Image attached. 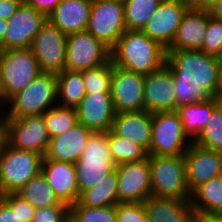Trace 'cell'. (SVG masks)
<instances>
[{"mask_svg":"<svg viewBox=\"0 0 222 222\" xmlns=\"http://www.w3.org/2000/svg\"><path fill=\"white\" fill-rule=\"evenodd\" d=\"M174 77L176 108L214 98L222 59L201 50H167Z\"/></svg>","mask_w":222,"mask_h":222,"instance_id":"obj_1","label":"cell"},{"mask_svg":"<svg viewBox=\"0 0 222 222\" xmlns=\"http://www.w3.org/2000/svg\"><path fill=\"white\" fill-rule=\"evenodd\" d=\"M115 66L149 74L166 64L167 50L141 30H126L111 50Z\"/></svg>","mask_w":222,"mask_h":222,"instance_id":"obj_2","label":"cell"},{"mask_svg":"<svg viewBox=\"0 0 222 222\" xmlns=\"http://www.w3.org/2000/svg\"><path fill=\"white\" fill-rule=\"evenodd\" d=\"M41 73L30 48L0 50V97L4 104Z\"/></svg>","mask_w":222,"mask_h":222,"instance_id":"obj_3","label":"cell"},{"mask_svg":"<svg viewBox=\"0 0 222 222\" xmlns=\"http://www.w3.org/2000/svg\"><path fill=\"white\" fill-rule=\"evenodd\" d=\"M56 105L57 76L55 73L42 72L6 103L4 118L43 115Z\"/></svg>","mask_w":222,"mask_h":222,"instance_id":"obj_4","label":"cell"},{"mask_svg":"<svg viewBox=\"0 0 222 222\" xmlns=\"http://www.w3.org/2000/svg\"><path fill=\"white\" fill-rule=\"evenodd\" d=\"M43 155L19 150L3 140L0 146V194L17 193L41 172Z\"/></svg>","mask_w":222,"mask_h":222,"instance_id":"obj_5","label":"cell"},{"mask_svg":"<svg viewBox=\"0 0 222 222\" xmlns=\"http://www.w3.org/2000/svg\"><path fill=\"white\" fill-rule=\"evenodd\" d=\"M151 196L190 200L184 155H149Z\"/></svg>","mask_w":222,"mask_h":222,"instance_id":"obj_6","label":"cell"},{"mask_svg":"<svg viewBox=\"0 0 222 222\" xmlns=\"http://www.w3.org/2000/svg\"><path fill=\"white\" fill-rule=\"evenodd\" d=\"M79 194L98 184L115 169L108 144V132H92L81 158L75 163Z\"/></svg>","mask_w":222,"mask_h":222,"instance_id":"obj_7","label":"cell"},{"mask_svg":"<svg viewBox=\"0 0 222 222\" xmlns=\"http://www.w3.org/2000/svg\"><path fill=\"white\" fill-rule=\"evenodd\" d=\"M193 141L183 130L175 111L152 113V135L148 155H184Z\"/></svg>","mask_w":222,"mask_h":222,"instance_id":"obj_8","label":"cell"},{"mask_svg":"<svg viewBox=\"0 0 222 222\" xmlns=\"http://www.w3.org/2000/svg\"><path fill=\"white\" fill-rule=\"evenodd\" d=\"M1 129L10 146L45 156L50 137L43 115L4 118Z\"/></svg>","mask_w":222,"mask_h":222,"instance_id":"obj_9","label":"cell"},{"mask_svg":"<svg viewBox=\"0 0 222 222\" xmlns=\"http://www.w3.org/2000/svg\"><path fill=\"white\" fill-rule=\"evenodd\" d=\"M86 30L112 50L126 31L124 1L92 2Z\"/></svg>","mask_w":222,"mask_h":222,"instance_id":"obj_10","label":"cell"},{"mask_svg":"<svg viewBox=\"0 0 222 222\" xmlns=\"http://www.w3.org/2000/svg\"><path fill=\"white\" fill-rule=\"evenodd\" d=\"M111 58V50L87 30L67 35L65 69L84 71Z\"/></svg>","mask_w":222,"mask_h":222,"instance_id":"obj_11","label":"cell"},{"mask_svg":"<svg viewBox=\"0 0 222 222\" xmlns=\"http://www.w3.org/2000/svg\"><path fill=\"white\" fill-rule=\"evenodd\" d=\"M30 49L42 72L58 74L65 70L67 35L48 20L34 37Z\"/></svg>","mask_w":222,"mask_h":222,"instance_id":"obj_12","label":"cell"},{"mask_svg":"<svg viewBox=\"0 0 222 222\" xmlns=\"http://www.w3.org/2000/svg\"><path fill=\"white\" fill-rule=\"evenodd\" d=\"M118 176V203H139L151 197L149 156L141 161L115 166Z\"/></svg>","mask_w":222,"mask_h":222,"instance_id":"obj_13","label":"cell"},{"mask_svg":"<svg viewBox=\"0 0 222 222\" xmlns=\"http://www.w3.org/2000/svg\"><path fill=\"white\" fill-rule=\"evenodd\" d=\"M47 20L43 13L22 2L6 21V31L0 50L30 48L34 37Z\"/></svg>","mask_w":222,"mask_h":222,"instance_id":"obj_14","label":"cell"},{"mask_svg":"<svg viewBox=\"0 0 222 222\" xmlns=\"http://www.w3.org/2000/svg\"><path fill=\"white\" fill-rule=\"evenodd\" d=\"M145 75L115 66L111 80V97L115 113L145 111Z\"/></svg>","mask_w":222,"mask_h":222,"instance_id":"obj_15","label":"cell"},{"mask_svg":"<svg viewBox=\"0 0 222 222\" xmlns=\"http://www.w3.org/2000/svg\"><path fill=\"white\" fill-rule=\"evenodd\" d=\"M188 9L186 0H162L155 14L141 31L167 50L172 45Z\"/></svg>","mask_w":222,"mask_h":222,"instance_id":"obj_16","label":"cell"},{"mask_svg":"<svg viewBox=\"0 0 222 222\" xmlns=\"http://www.w3.org/2000/svg\"><path fill=\"white\" fill-rule=\"evenodd\" d=\"M174 77L165 64L159 70L145 75L144 105L149 113L176 110Z\"/></svg>","mask_w":222,"mask_h":222,"instance_id":"obj_17","label":"cell"},{"mask_svg":"<svg viewBox=\"0 0 222 222\" xmlns=\"http://www.w3.org/2000/svg\"><path fill=\"white\" fill-rule=\"evenodd\" d=\"M186 183L190 193L200 184L222 175V153L191 143L184 154Z\"/></svg>","mask_w":222,"mask_h":222,"instance_id":"obj_18","label":"cell"},{"mask_svg":"<svg viewBox=\"0 0 222 222\" xmlns=\"http://www.w3.org/2000/svg\"><path fill=\"white\" fill-rule=\"evenodd\" d=\"M75 109L78 123L92 132H108L112 129L116 113L111 93L86 94Z\"/></svg>","mask_w":222,"mask_h":222,"instance_id":"obj_19","label":"cell"},{"mask_svg":"<svg viewBox=\"0 0 222 222\" xmlns=\"http://www.w3.org/2000/svg\"><path fill=\"white\" fill-rule=\"evenodd\" d=\"M41 172L61 202L71 206L78 201L80 194L74 163L55 161L44 156Z\"/></svg>","mask_w":222,"mask_h":222,"instance_id":"obj_20","label":"cell"},{"mask_svg":"<svg viewBox=\"0 0 222 222\" xmlns=\"http://www.w3.org/2000/svg\"><path fill=\"white\" fill-rule=\"evenodd\" d=\"M92 131L77 123L61 135L50 138L45 157L55 161L75 163L81 158Z\"/></svg>","mask_w":222,"mask_h":222,"instance_id":"obj_21","label":"cell"},{"mask_svg":"<svg viewBox=\"0 0 222 222\" xmlns=\"http://www.w3.org/2000/svg\"><path fill=\"white\" fill-rule=\"evenodd\" d=\"M91 5V0H61L47 19L66 35L85 31Z\"/></svg>","mask_w":222,"mask_h":222,"instance_id":"obj_22","label":"cell"},{"mask_svg":"<svg viewBox=\"0 0 222 222\" xmlns=\"http://www.w3.org/2000/svg\"><path fill=\"white\" fill-rule=\"evenodd\" d=\"M112 130L142 146L147 152L151 144L152 113L148 111L116 113Z\"/></svg>","mask_w":222,"mask_h":222,"instance_id":"obj_23","label":"cell"},{"mask_svg":"<svg viewBox=\"0 0 222 222\" xmlns=\"http://www.w3.org/2000/svg\"><path fill=\"white\" fill-rule=\"evenodd\" d=\"M209 18L208 11L188 9L167 50H201Z\"/></svg>","mask_w":222,"mask_h":222,"instance_id":"obj_24","label":"cell"},{"mask_svg":"<svg viewBox=\"0 0 222 222\" xmlns=\"http://www.w3.org/2000/svg\"><path fill=\"white\" fill-rule=\"evenodd\" d=\"M143 203L148 222H194L190 200L151 196Z\"/></svg>","mask_w":222,"mask_h":222,"instance_id":"obj_25","label":"cell"},{"mask_svg":"<svg viewBox=\"0 0 222 222\" xmlns=\"http://www.w3.org/2000/svg\"><path fill=\"white\" fill-rule=\"evenodd\" d=\"M194 214L222 215V175L200 184L191 192Z\"/></svg>","mask_w":222,"mask_h":222,"instance_id":"obj_26","label":"cell"},{"mask_svg":"<svg viewBox=\"0 0 222 222\" xmlns=\"http://www.w3.org/2000/svg\"><path fill=\"white\" fill-rule=\"evenodd\" d=\"M219 103L213 98L208 102H196L177 107L175 112L183 123L186 135L194 141L209 122L213 109Z\"/></svg>","mask_w":222,"mask_h":222,"instance_id":"obj_27","label":"cell"},{"mask_svg":"<svg viewBox=\"0 0 222 222\" xmlns=\"http://www.w3.org/2000/svg\"><path fill=\"white\" fill-rule=\"evenodd\" d=\"M117 188L118 176L115 168L98 184L82 191L77 202L90 208L115 206L118 204Z\"/></svg>","mask_w":222,"mask_h":222,"instance_id":"obj_28","label":"cell"},{"mask_svg":"<svg viewBox=\"0 0 222 222\" xmlns=\"http://www.w3.org/2000/svg\"><path fill=\"white\" fill-rule=\"evenodd\" d=\"M57 76V105L76 108L86 95L82 72L63 70Z\"/></svg>","mask_w":222,"mask_h":222,"instance_id":"obj_29","label":"cell"},{"mask_svg":"<svg viewBox=\"0 0 222 222\" xmlns=\"http://www.w3.org/2000/svg\"><path fill=\"white\" fill-rule=\"evenodd\" d=\"M17 194L36 209L63 203L58 199L42 172L28 181Z\"/></svg>","mask_w":222,"mask_h":222,"instance_id":"obj_30","label":"cell"},{"mask_svg":"<svg viewBox=\"0 0 222 222\" xmlns=\"http://www.w3.org/2000/svg\"><path fill=\"white\" fill-rule=\"evenodd\" d=\"M126 30H142L162 0H123Z\"/></svg>","mask_w":222,"mask_h":222,"instance_id":"obj_31","label":"cell"},{"mask_svg":"<svg viewBox=\"0 0 222 222\" xmlns=\"http://www.w3.org/2000/svg\"><path fill=\"white\" fill-rule=\"evenodd\" d=\"M108 144L115 165L141 161L149 156L142 146L117 135L112 129L108 131Z\"/></svg>","mask_w":222,"mask_h":222,"instance_id":"obj_32","label":"cell"},{"mask_svg":"<svg viewBox=\"0 0 222 222\" xmlns=\"http://www.w3.org/2000/svg\"><path fill=\"white\" fill-rule=\"evenodd\" d=\"M50 138L63 134L78 123L75 108L56 105L43 114Z\"/></svg>","mask_w":222,"mask_h":222,"instance_id":"obj_33","label":"cell"},{"mask_svg":"<svg viewBox=\"0 0 222 222\" xmlns=\"http://www.w3.org/2000/svg\"><path fill=\"white\" fill-rule=\"evenodd\" d=\"M193 143L222 153V104L213 109L209 122Z\"/></svg>","mask_w":222,"mask_h":222,"instance_id":"obj_34","label":"cell"},{"mask_svg":"<svg viewBox=\"0 0 222 222\" xmlns=\"http://www.w3.org/2000/svg\"><path fill=\"white\" fill-rule=\"evenodd\" d=\"M81 72L86 94L110 93L113 73V61L111 58L104 64Z\"/></svg>","mask_w":222,"mask_h":222,"instance_id":"obj_35","label":"cell"},{"mask_svg":"<svg viewBox=\"0 0 222 222\" xmlns=\"http://www.w3.org/2000/svg\"><path fill=\"white\" fill-rule=\"evenodd\" d=\"M70 222H117L116 205L90 208L76 202L70 206Z\"/></svg>","mask_w":222,"mask_h":222,"instance_id":"obj_36","label":"cell"},{"mask_svg":"<svg viewBox=\"0 0 222 222\" xmlns=\"http://www.w3.org/2000/svg\"><path fill=\"white\" fill-rule=\"evenodd\" d=\"M201 51L222 59V21L209 18Z\"/></svg>","mask_w":222,"mask_h":222,"instance_id":"obj_37","label":"cell"},{"mask_svg":"<svg viewBox=\"0 0 222 222\" xmlns=\"http://www.w3.org/2000/svg\"><path fill=\"white\" fill-rule=\"evenodd\" d=\"M32 222H70V206L59 203L35 209Z\"/></svg>","mask_w":222,"mask_h":222,"instance_id":"obj_38","label":"cell"},{"mask_svg":"<svg viewBox=\"0 0 222 222\" xmlns=\"http://www.w3.org/2000/svg\"><path fill=\"white\" fill-rule=\"evenodd\" d=\"M117 222H148L143 202L116 204Z\"/></svg>","mask_w":222,"mask_h":222,"instance_id":"obj_39","label":"cell"},{"mask_svg":"<svg viewBox=\"0 0 222 222\" xmlns=\"http://www.w3.org/2000/svg\"><path fill=\"white\" fill-rule=\"evenodd\" d=\"M0 222H22L18 216V194L9 193L0 198Z\"/></svg>","mask_w":222,"mask_h":222,"instance_id":"obj_40","label":"cell"},{"mask_svg":"<svg viewBox=\"0 0 222 222\" xmlns=\"http://www.w3.org/2000/svg\"><path fill=\"white\" fill-rule=\"evenodd\" d=\"M60 1L61 0H25L24 2L48 18Z\"/></svg>","mask_w":222,"mask_h":222,"instance_id":"obj_41","label":"cell"},{"mask_svg":"<svg viewBox=\"0 0 222 222\" xmlns=\"http://www.w3.org/2000/svg\"><path fill=\"white\" fill-rule=\"evenodd\" d=\"M22 2L21 0H0V19L7 21Z\"/></svg>","mask_w":222,"mask_h":222,"instance_id":"obj_42","label":"cell"},{"mask_svg":"<svg viewBox=\"0 0 222 222\" xmlns=\"http://www.w3.org/2000/svg\"><path fill=\"white\" fill-rule=\"evenodd\" d=\"M35 209L36 208L18 195V216L22 222H32Z\"/></svg>","mask_w":222,"mask_h":222,"instance_id":"obj_43","label":"cell"},{"mask_svg":"<svg viewBox=\"0 0 222 222\" xmlns=\"http://www.w3.org/2000/svg\"><path fill=\"white\" fill-rule=\"evenodd\" d=\"M189 9L208 11L216 3L217 0H186Z\"/></svg>","mask_w":222,"mask_h":222,"instance_id":"obj_44","label":"cell"},{"mask_svg":"<svg viewBox=\"0 0 222 222\" xmlns=\"http://www.w3.org/2000/svg\"><path fill=\"white\" fill-rule=\"evenodd\" d=\"M194 222H222V215L195 214Z\"/></svg>","mask_w":222,"mask_h":222,"instance_id":"obj_45","label":"cell"},{"mask_svg":"<svg viewBox=\"0 0 222 222\" xmlns=\"http://www.w3.org/2000/svg\"><path fill=\"white\" fill-rule=\"evenodd\" d=\"M208 12L211 18L222 21V0H217Z\"/></svg>","mask_w":222,"mask_h":222,"instance_id":"obj_46","label":"cell"},{"mask_svg":"<svg viewBox=\"0 0 222 222\" xmlns=\"http://www.w3.org/2000/svg\"><path fill=\"white\" fill-rule=\"evenodd\" d=\"M214 99L219 103L222 104V66L219 71V79H218V86L214 95Z\"/></svg>","mask_w":222,"mask_h":222,"instance_id":"obj_47","label":"cell"},{"mask_svg":"<svg viewBox=\"0 0 222 222\" xmlns=\"http://www.w3.org/2000/svg\"><path fill=\"white\" fill-rule=\"evenodd\" d=\"M6 20L0 19V44L3 42L4 34L6 31Z\"/></svg>","mask_w":222,"mask_h":222,"instance_id":"obj_48","label":"cell"},{"mask_svg":"<svg viewBox=\"0 0 222 222\" xmlns=\"http://www.w3.org/2000/svg\"><path fill=\"white\" fill-rule=\"evenodd\" d=\"M4 102L2 101L1 97H0V127H1V124L3 122V119H4V112H1V111H5V107H4Z\"/></svg>","mask_w":222,"mask_h":222,"instance_id":"obj_49","label":"cell"},{"mask_svg":"<svg viewBox=\"0 0 222 222\" xmlns=\"http://www.w3.org/2000/svg\"><path fill=\"white\" fill-rule=\"evenodd\" d=\"M3 140H4V135H3V131L1 129V127H0V146H1L2 142H3Z\"/></svg>","mask_w":222,"mask_h":222,"instance_id":"obj_50","label":"cell"},{"mask_svg":"<svg viewBox=\"0 0 222 222\" xmlns=\"http://www.w3.org/2000/svg\"><path fill=\"white\" fill-rule=\"evenodd\" d=\"M92 2H101V1H121V0H91Z\"/></svg>","mask_w":222,"mask_h":222,"instance_id":"obj_51","label":"cell"}]
</instances>
